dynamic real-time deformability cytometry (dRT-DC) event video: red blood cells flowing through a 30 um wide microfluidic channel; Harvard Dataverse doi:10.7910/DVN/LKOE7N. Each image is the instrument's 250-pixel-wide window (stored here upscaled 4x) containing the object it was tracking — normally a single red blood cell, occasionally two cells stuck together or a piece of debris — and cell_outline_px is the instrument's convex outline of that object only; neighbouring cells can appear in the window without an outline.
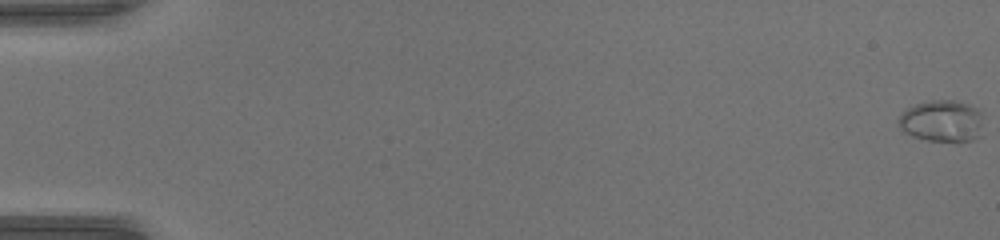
{"species": "common noctule bat (a hibernating species)", "species_latin": "Nyctalus noctula", "temperature_condition": "warm", "stored_images_in_passage": 52, "camera_frame_rate_fps": 3000, "um_per_image_px": 0.085, "animal": {"sex": "female", "body_mass_g": 17.0, "forearm_length_mm": 48.0}, "frame": {"image": 1, "passage_image": 1, "time_ms": 0.0, "image_size_px": [1000, 240], "cell_outline_px": [[980, 136], [972, 140], [928, 140], [912, 136], [904, 132], [900, 128], [900, 116], [908, 108], [916, 104], [928, 100], [956, 100], [968, 104], [976, 108], [980, 112]], "centroid_in_image_um": [80.05, 10.27], "position_along_channel_um": 5.0, "area_um2": 20.11}}
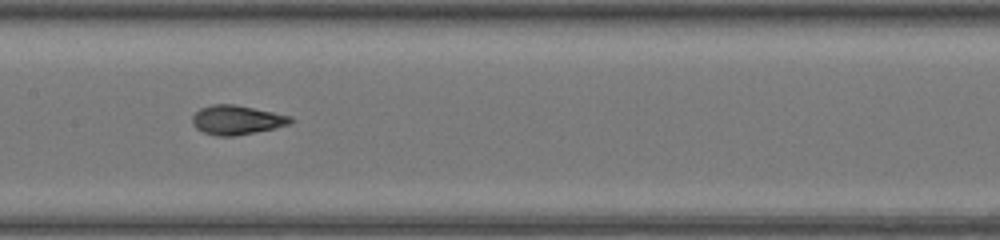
{"frame": {"image": 2, "passage_image": 28, "time_ms": 9.0, "image_size_px": [1000, 240], "cell_outline_px": [[296, 120], [288, 124], [272, 128], [236, 136], [216, 136], [204, 132], [196, 128], [192, 124], [192, 116], [200, 108], [212, 104], [232, 104], [292, 116]], "centroid_in_image_um": [20.1, 10.19], "position_along_channel_um": 187.3, "area_um2": 16.59}}
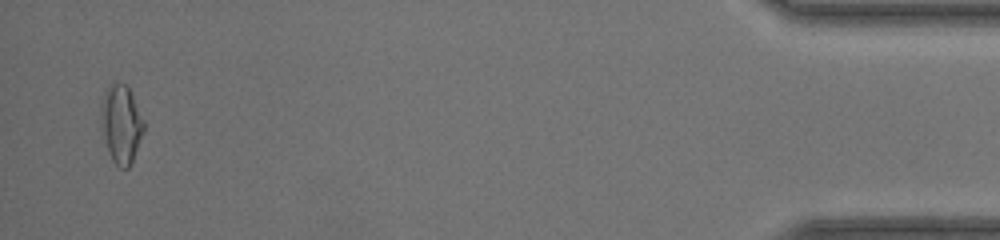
{"frame": {"image": 3, "passage_image": 51, "time_ms": 16.667, "image_size_px": [1000, 240], "cell_outline_px": [[144, 132], [132, 164], [128, 168], [120, 168], [112, 160], [100, 128], [100, 108], [104, 96], [112, 80], [124, 84], [128, 88], [144, 120]], "centroid_in_image_um": [10.29, 10.57], "position_along_channel_um": 424.9, "area_um2": 19.65}, "authors_computed_cell_mechanics": {"area_um2": 17.0799, "velocity_mm_per_s": 4.1699, "shape_relaxation_time_tau1_ms": 4.4501, "shape_relaxation_time_tau2_ms": 0.8613, "deformation_change_tau1": 0.2046, "deformation_change_tau2": 0.0553}}